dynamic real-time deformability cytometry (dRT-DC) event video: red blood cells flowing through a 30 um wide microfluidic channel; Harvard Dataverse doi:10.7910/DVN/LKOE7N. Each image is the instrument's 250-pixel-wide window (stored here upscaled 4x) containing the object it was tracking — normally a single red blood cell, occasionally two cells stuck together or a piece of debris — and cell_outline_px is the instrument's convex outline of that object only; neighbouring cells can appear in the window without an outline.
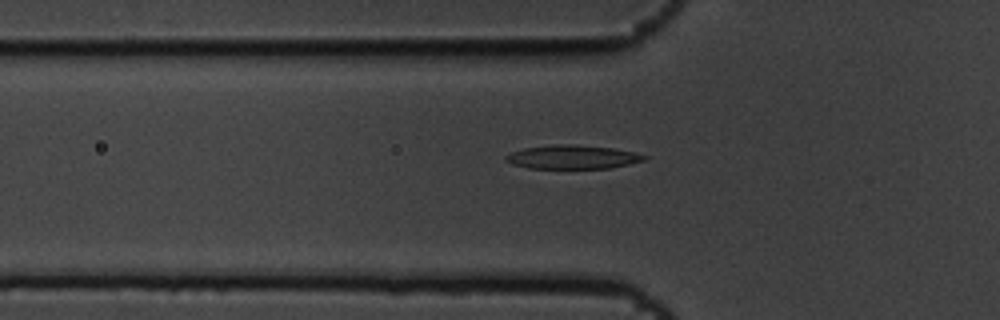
{"species": "common noctule bat (a hibernating species)", "species_latin": "Nyctalus noctula", "temperature_condition": "cold", "stored_images_in_passage": 5, "camera_frame_rate_fps": 3000, "um_per_image_px": 0.085, "animal": {"sex": "male", "body_mass_g": 19.5, "forearm_length_mm": 54.6}, "frame": {"image": 1, "passage_image": 5, "time_ms": 1.333, "image_size_px": [1000, 320], "cell_outline_px": [[648, 156], [644, 160], [628, 164], [608, 168], [528, 168], [512, 164], [504, 160], [504, 156], [512, 152], [524, 148], [556, 144], [576, 144], [612, 148], [632, 152]], "centroid_in_image_um": [48.62, 13.34], "position_along_channel_um": 77.2, "area_um2": 19.02}}